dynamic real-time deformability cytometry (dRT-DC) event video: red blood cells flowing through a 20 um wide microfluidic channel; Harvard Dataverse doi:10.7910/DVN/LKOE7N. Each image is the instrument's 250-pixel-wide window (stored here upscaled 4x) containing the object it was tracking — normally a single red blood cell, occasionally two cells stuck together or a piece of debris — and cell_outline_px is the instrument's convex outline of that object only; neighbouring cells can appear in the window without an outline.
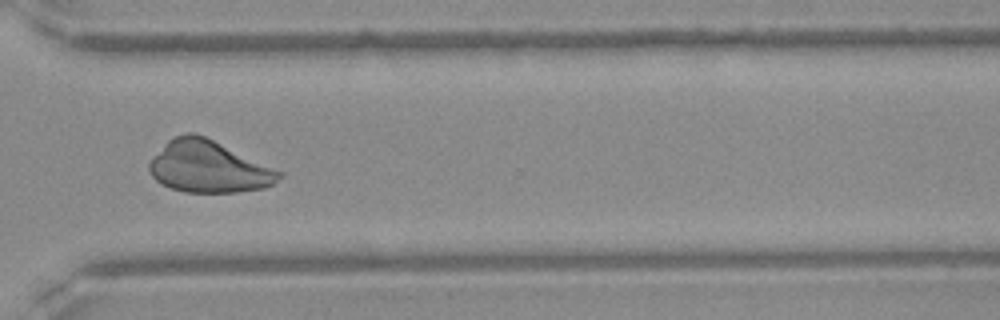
{"species": "Egyptian fruit bat (a non-hibernating species)", "species_latin": "Rousettus aegyptiacus", "temperature_condition": "warm", "stored_images_in_passage": 45, "camera_frame_rate_fps": 3000, "um_per_image_px": 0.085, "frame": {"image": 1, "passage_image": 33, "time_ms": 10.667, "image_size_px": [1000, 320], "cell_outline_px": [[284, 176], [272, 184], [264, 188], [236, 192], [184, 192], [160, 184], [148, 172], [148, 164], [152, 156], [168, 140], [176, 136], [188, 132], [192, 132], [204, 136], [284, 172]], "centroid_in_image_um": [17.71, 14.18], "position_along_channel_um": 352.9, "area_um2": 39.19}}